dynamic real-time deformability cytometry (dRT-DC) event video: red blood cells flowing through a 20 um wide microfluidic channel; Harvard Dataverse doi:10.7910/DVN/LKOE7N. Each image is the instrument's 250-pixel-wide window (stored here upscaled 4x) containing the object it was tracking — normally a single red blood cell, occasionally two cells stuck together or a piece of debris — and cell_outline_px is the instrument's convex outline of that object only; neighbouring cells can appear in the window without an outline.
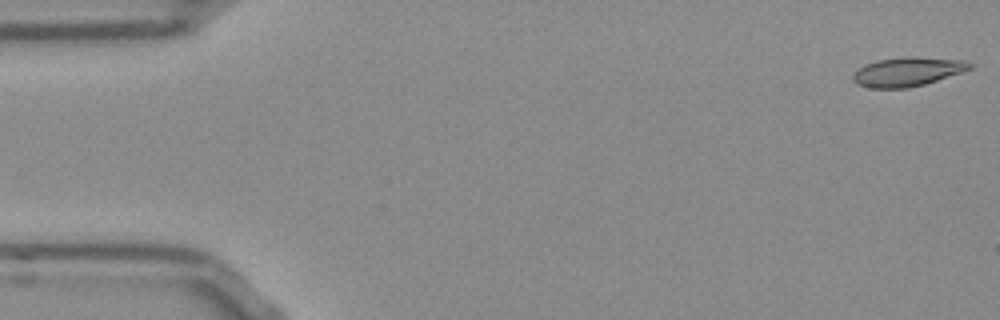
{"species": "Egyptian fruit bat (a non-hibernating species)", "species_latin": "Rousettus aegyptiacus", "temperature_condition": "room temperature", "stored_images_in_passage": 13, "camera_frame_rate_fps": 3000, "um_per_image_px": 0.085, "frame": {"image": 1, "passage_image": 1, "time_ms": 0.0, "image_size_px": [1000, 320], "cell_outline_px": [[972, 68], [924, 84], [908, 88], [872, 88], [856, 84], [852, 80], [852, 72], [864, 64], [876, 60], [904, 56], [908, 56], [964, 60], [972, 64]], "centroid_in_image_um": [77.06, 6.09], "position_along_channel_um": 7.9, "area_um2": 19.83}}
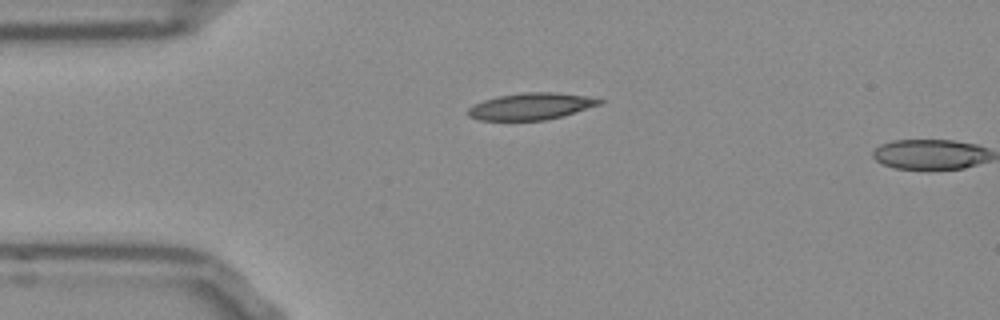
{"frame": {"image": 2, "passage_image": 12, "time_ms": 3.667, "image_size_px": [1000, 320], "cell_outline_px": [[604, 100], [600, 104], [560, 116], [544, 120], [480, 120], [468, 116], [468, 108], [472, 104], [496, 96], [524, 92], [556, 92], [588, 96]], "centroid_in_image_um": [45.09, 9.02], "position_along_channel_um": 39.9, "area_um2": 20.35}}